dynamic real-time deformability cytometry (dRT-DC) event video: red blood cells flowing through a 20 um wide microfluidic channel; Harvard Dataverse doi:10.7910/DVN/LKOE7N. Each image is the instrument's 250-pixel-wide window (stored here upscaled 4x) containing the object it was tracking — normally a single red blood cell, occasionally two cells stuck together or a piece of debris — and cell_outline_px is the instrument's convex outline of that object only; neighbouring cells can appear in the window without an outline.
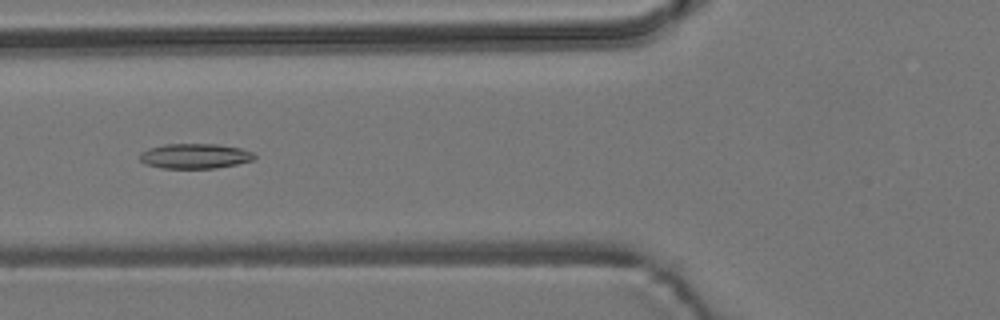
{"species": "common noctule bat (a hibernating species)", "species_latin": "Nyctalus noctula", "temperature_condition": "room temperature", "stored_images_in_passage": 8, "camera_frame_rate_fps": 3000, "um_per_image_px": 0.085, "animal": {"sex": "male", "body_mass_g": 19.2, "forearm_length_mm": 51.8}, "frame": {"image": 1, "passage_image": 6, "time_ms": 6.0, "image_size_px": [1000, 320], "cell_outline_px": [[256, 156], [252, 160], [236, 164], [216, 168], [160, 168], [144, 164], [140, 160], [140, 152], [148, 148], [164, 144], [216, 144], [240, 148], [252, 152]], "centroid_in_image_um": [16.52, 13.26], "position_along_channel_um": 109.3, "area_um2": 16.7}}
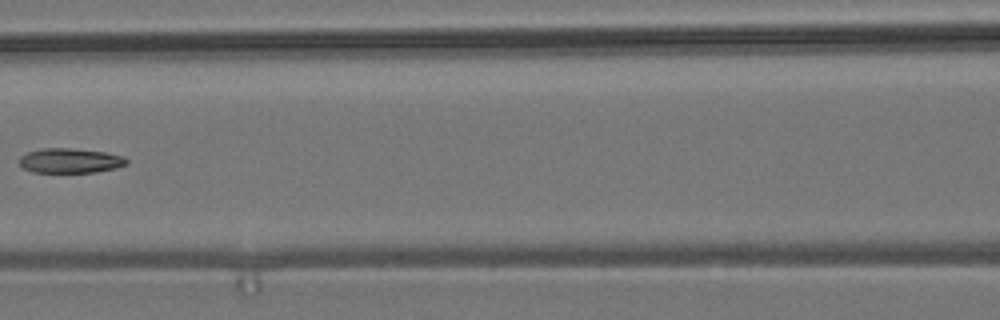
{"frame": {"image": 2, "passage_image": 7, "time_ms": 7.333, "image_size_px": [1000, 320], "cell_outline_px": [[128, 164], [116, 168], [96, 172], [32, 172], [24, 168], [20, 164], [20, 156], [28, 152], [40, 148], [68, 148], [104, 152], [124, 156], [128, 160]], "centroid_in_image_um": [5.98, 13.65], "position_along_channel_um": 160.6, "area_um2": 15.43}}
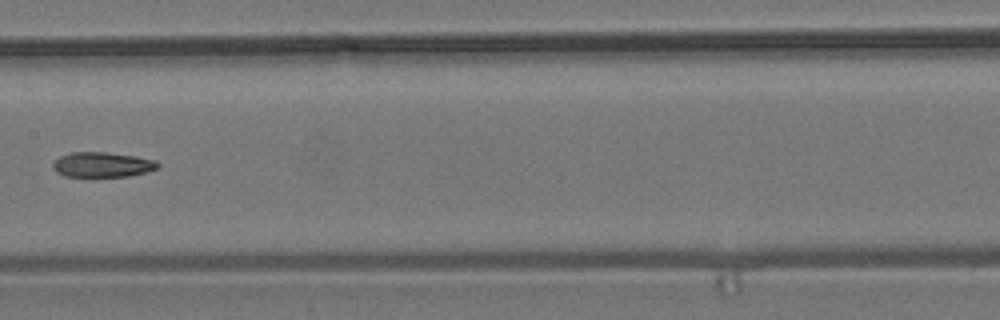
{"frame": {"image": 3, "passage_image": 8, "time_ms": 8.333, "image_size_px": [1000, 320], "cell_outline_px": [[160, 164], [156, 168], [148, 172], [128, 176], [92, 180], [64, 176], [56, 172], [52, 168], [52, 164], [60, 156], [72, 152], [104, 152], [136, 156], [156, 160]], "centroid_in_image_um": [8.66, 14.05], "position_along_channel_um": 198.7, "area_um2": 16.18}}